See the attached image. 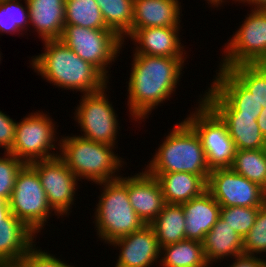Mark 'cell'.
Masks as SVG:
<instances>
[{
    "mask_svg": "<svg viewBox=\"0 0 266 267\" xmlns=\"http://www.w3.org/2000/svg\"><path fill=\"white\" fill-rule=\"evenodd\" d=\"M185 61L186 58L133 54L129 81L126 82L131 120L144 121L152 110L169 100L179 84Z\"/></svg>",
    "mask_w": 266,
    "mask_h": 267,
    "instance_id": "obj_1",
    "label": "cell"
},
{
    "mask_svg": "<svg viewBox=\"0 0 266 267\" xmlns=\"http://www.w3.org/2000/svg\"><path fill=\"white\" fill-rule=\"evenodd\" d=\"M44 52L31 57L34 72L50 84L82 94L100 91L109 80L60 39L43 40Z\"/></svg>",
    "mask_w": 266,
    "mask_h": 267,
    "instance_id": "obj_2",
    "label": "cell"
},
{
    "mask_svg": "<svg viewBox=\"0 0 266 267\" xmlns=\"http://www.w3.org/2000/svg\"><path fill=\"white\" fill-rule=\"evenodd\" d=\"M59 139V157L78 180L85 179L97 184L121 177L118 172L126 162L115 154V146L97 143L73 134L63 137L61 135Z\"/></svg>",
    "mask_w": 266,
    "mask_h": 267,
    "instance_id": "obj_3",
    "label": "cell"
},
{
    "mask_svg": "<svg viewBox=\"0 0 266 267\" xmlns=\"http://www.w3.org/2000/svg\"><path fill=\"white\" fill-rule=\"evenodd\" d=\"M167 134L152 160L143 169L148 173L187 172L209 175L211 169L201 139L185 120L176 122Z\"/></svg>",
    "mask_w": 266,
    "mask_h": 267,
    "instance_id": "obj_4",
    "label": "cell"
},
{
    "mask_svg": "<svg viewBox=\"0 0 266 267\" xmlns=\"http://www.w3.org/2000/svg\"><path fill=\"white\" fill-rule=\"evenodd\" d=\"M97 185L102 189L93 221L98 239L110 244L113 240L136 232L146 225L130 204L127 176Z\"/></svg>",
    "mask_w": 266,
    "mask_h": 267,
    "instance_id": "obj_5",
    "label": "cell"
},
{
    "mask_svg": "<svg viewBox=\"0 0 266 267\" xmlns=\"http://www.w3.org/2000/svg\"><path fill=\"white\" fill-rule=\"evenodd\" d=\"M60 40L81 59L95 66L108 80V65L117 60L125 45L111 29H91L72 24H65Z\"/></svg>",
    "mask_w": 266,
    "mask_h": 267,
    "instance_id": "obj_6",
    "label": "cell"
},
{
    "mask_svg": "<svg viewBox=\"0 0 266 267\" xmlns=\"http://www.w3.org/2000/svg\"><path fill=\"white\" fill-rule=\"evenodd\" d=\"M21 120L16 122L15 140L9 151L11 154L25 164L59 156L56 149L60 150V140L56 137L57 128L52 117L43 111H35ZM55 141H58V146Z\"/></svg>",
    "mask_w": 266,
    "mask_h": 267,
    "instance_id": "obj_7",
    "label": "cell"
},
{
    "mask_svg": "<svg viewBox=\"0 0 266 267\" xmlns=\"http://www.w3.org/2000/svg\"><path fill=\"white\" fill-rule=\"evenodd\" d=\"M9 207L11 213L36 234L44 229L53 215L40 177L30 164H25L18 172Z\"/></svg>",
    "mask_w": 266,
    "mask_h": 267,
    "instance_id": "obj_8",
    "label": "cell"
},
{
    "mask_svg": "<svg viewBox=\"0 0 266 267\" xmlns=\"http://www.w3.org/2000/svg\"><path fill=\"white\" fill-rule=\"evenodd\" d=\"M199 97L198 107L184 120L199 135L210 169L230 168L236 152L234 142L226 124Z\"/></svg>",
    "mask_w": 266,
    "mask_h": 267,
    "instance_id": "obj_9",
    "label": "cell"
},
{
    "mask_svg": "<svg viewBox=\"0 0 266 267\" xmlns=\"http://www.w3.org/2000/svg\"><path fill=\"white\" fill-rule=\"evenodd\" d=\"M251 9L244 23L225 43L219 68L266 64V9Z\"/></svg>",
    "mask_w": 266,
    "mask_h": 267,
    "instance_id": "obj_10",
    "label": "cell"
},
{
    "mask_svg": "<svg viewBox=\"0 0 266 267\" xmlns=\"http://www.w3.org/2000/svg\"><path fill=\"white\" fill-rule=\"evenodd\" d=\"M108 87L107 85L100 91L81 95L82 99L75 107L74 120L83 132L79 136L97 143L116 146L120 124L112 102L110 103L106 94Z\"/></svg>",
    "mask_w": 266,
    "mask_h": 267,
    "instance_id": "obj_11",
    "label": "cell"
},
{
    "mask_svg": "<svg viewBox=\"0 0 266 267\" xmlns=\"http://www.w3.org/2000/svg\"><path fill=\"white\" fill-rule=\"evenodd\" d=\"M212 80L201 99L217 115H248L257 120L263 107L228 69L216 70Z\"/></svg>",
    "mask_w": 266,
    "mask_h": 267,
    "instance_id": "obj_12",
    "label": "cell"
},
{
    "mask_svg": "<svg viewBox=\"0 0 266 267\" xmlns=\"http://www.w3.org/2000/svg\"><path fill=\"white\" fill-rule=\"evenodd\" d=\"M30 165L40 177L48 203L54 210V214L58 218L64 217V215L69 216L71 207L76 200V191L79 189L77 181L80 180L59 156L35 161Z\"/></svg>",
    "mask_w": 266,
    "mask_h": 267,
    "instance_id": "obj_13",
    "label": "cell"
},
{
    "mask_svg": "<svg viewBox=\"0 0 266 267\" xmlns=\"http://www.w3.org/2000/svg\"><path fill=\"white\" fill-rule=\"evenodd\" d=\"M207 191L224 207L264 205V189L231 168L212 169L207 181Z\"/></svg>",
    "mask_w": 266,
    "mask_h": 267,
    "instance_id": "obj_14",
    "label": "cell"
},
{
    "mask_svg": "<svg viewBox=\"0 0 266 267\" xmlns=\"http://www.w3.org/2000/svg\"><path fill=\"white\" fill-rule=\"evenodd\" d=\"M108 245L120 250L115 267H154L160 262L161 248L150 225L119 237Z\"/></svg>",
    "mask_w": 266,
    "mask_h": 267,
    "instance_id": "obj_15",
    "label": "cell"
},
{
    "mask_svg": "<svg viewBox=\"0 0 266 267\" xmlns=\"http://www.w3.org/2000/svg\"><path fill=\"white\" fill-rule=\"evenodd\" d=\"M182 27H147L131 29L126 38H131L135 45L133 54L148 56L187 58L183 44L180 41ZM184 49V50H183Z\"/></svg>",
    "mask_w": 266,
    "mask_h": 267,
    "instance_id": "obj_16",
    "label": "cell"
},
{
    "mask_svg": "<svg viewBox=\"0 0 266 267\" xmlns=\"http://www.w3.org/2000/svg\"><path fill=\"white\" fill-rule=\"evenodd\" d=\"M142 170L144 171L128 176V196L136 214L149 225L166 203L157 178L145 169Z\"/></svg>",
    "mask_w": 266,
    "mask_h": 267,
    "instance_id": "obj_17",
    "label": "cell"
},
{
    "mask_svg": "<svg viewBox=\"0 0 266 267\" xmlns=\"http://www.w3.org/2000/svg\"><path fill=\"white\" fill-rule=\"evenodd\" d=\"M36 233L10 213L0 220V264L19 263L37 243Z\"/></svg>",
    "mask_w": 266,
    "mask_h": 267,
    "instance_id": "obj_18",
    "label": "cell"
},
{
    "mask_svg": "<svg viewBox=\"0 0 266 267\" xmlns=\"http://www.w3.org/2000/svg\"><path fill=\"white\" fill-rule=\"evenodd\" d=\"M179 0H134L131 29L181 27Z\"/></svg>",
    "mask_w": 266,
    "mask_h": 267,
    "instance_id": "obj_19",
    "label": "cell"
},
{
    "mask_svg": "<svg viewBox=\"0 0 266 267\" xmlns=\"http://www.w3.org/2000/svg\"><path fill=\"white\" fill-rule=\"evenodd\" d=\"M181 205L185 215L186 239L202 242L220 217V204L206 190L201 196Z\"/></svg>",
    "mask_w": 266,
    "mask_h": 267,
    "instance_id": "obj_20",
    "label": "cell"
},
{
    "mask_svg": "<svg viewBox=\"0 0 266 267\" xmlns=\"http://www.w3.org/2000/svg\"><path fill=\"white\" fill-rule=\"evenodd\" d=\"M29 26L43 40L60 39L65 26V0H26Z\"/></svg>",
    "mask_w": 266,
    "mask_h": 267,
    "instance_id": "obj_21",
    "label": "cell"
},
{
    "mask_svg": "<svg viewBox=\"0 0 266 267\" xmlns=\"http://www.w3.org/2000/svg\"><path fill=\"white\" fill-rule=\"evenodd\" d=\"M157 178L166 204H178L201 196L207 190L209 175L187 172L149 173Z\"/></svg>",
    "mask_w": 266,
    "mask_h": 267,
    "instance_id": "obj_22",
    "label": "cell"
},
{
    "mask_svg": "<svg viewBox=\"0 0 266 267\" xmlns=\"http://www.w3.org/2000/svg\"><path fill=\"white\" fill-rule=\"evenodd\" d=\"M202 245L205 258L207 262L211 263V266L213 263H218V260L221 263L223 259L244 254L243 238L220 217L205 235Z\"/></svg>",
    "mask_w": 266,
    "mask_h": 267,
    "instance_id": "obj_23",
    "label": "cell"
},
{
    "mask_svg": "<svg viewBox=\"0 0 266 267\" xmlns=\"http://www.w3.org/2000/svg\"><path fill=\"white\" fill-rule=\"evenodd\" d=\"M226 124L236 150L264 149L266 139L260 131L255 116L218 115Z\"/></svg>",
    "mask_w": 266,
    "mask_h": 267,
    "instance_id": "obj_24",
    "label": "cell"
},
{
    "mask_svg": "<svg viewBox=\"0 0 266 267\" xmlns=\"http://www.w3.org/2000/svg\"><path fill=\"white\" fill-rule=\"evenodd\" d=\"M149 225L155 231L160 248L186 239L182 205L165 204L159 215Z\"/></svg>",
    "mask_w": 266,
    "mask_h": 267,
    "instance_id": "obj_25",
    "label": "cell"
},
{
    "mask_svg": "<svg viewBox=\"0 0 266 267\" xmlns=\"http://www.w3.org/2000/svg\"><path fill=\"white\" fill-rule=\"evenodd\" d=\"M206 262L201 241L185 239L161 247V267H196Z\"/></svg>",
    "mask_w": 266,
    "mask_h": 267,
    "instance_id": "obj_26",
    "label": "cell"
},
{
    "mask_svg": "<svg viewBox=\"0 0 266 267\" xmlns=\"http://www.w3.org/2000/svg\"><path fill=\"white\" fill-rule=\"evenodd\" d=\"M106 26L126 42L131 32L134 0H95Z\"/></svg>",
    "mask_w": 266,
    "mask_h": 267,
    "instance_id": "obj_27",
    "label": "cell"
},
{
    "mask_svg": "<svg viewBox=\"0 0 266 267\" xmlns=\"http://www.w3.org/2000/svg\"><path fill=\"white\" fill-rule=\"evenodd\" d=\"M230 168L263 189L266 188V148L236 150Z\"/></svg>",
    "mask_w": 266,
    "mask_h": 267,
    "instance_id": "obj_28",
    "label": "cell"
},
{
    "mask_svg": "<svg viewBox=\"0 0 266 267\" xmlns=\"http://www.w3.org/2000/svg\"><path fill=\"white\" fill-rule=\"evenodd\" d=\"M65 24L109 29L95 0H65Z\"/></svg>",
    "mask_w": 266,
    "mask_h": 267,
    "instance_id": "obj_29",
    "label": "cell"
},
{
    "mask_svg": "<svg viewBox=\"0 0 266 267\" xmlns=\"http://www.w3.org/2000/svg\"><path fill=\"white\" fill-rule=\"evenodd\" d=\"M228 70L266 107V64H242Z\"/></svg>",
    "mask_w": 266,
    "mask_h": 267,
    "instance_id": "obj_30",
    "label": "cell"
},
{
    "mask_svg": "<svg viewBox=\"0 0 266 267\" xmlns=\"http://www.w3.org/2000/svg\"><path fill=\"white\" fill-rule=\"evenodd\" d=\"M21 1L22 0L0 1L1 34L7 33L15 35L17 33L23 35L27 32L26 29L29 27V10L27 1L24 0L25 6H23Z\"/></svg>",
    "mask_w": 266,
    "mask_h": 267,
    "instance_id": "obj_31",
    "label": "cell"
},
{
    "mask_svg": "<svg viewBox=\"0 0 266 267\" xmlns=\"http://www.w3.org/2000/svg\"><path fill=\"white\" fill-rule=\"evenodd\" d=\"M260 207L221 206L220 218L244 238L254 225Z\"/></svg>",
    "mask_w": 266,
    "mask_h": 267,
    "instance_id": "obj_32",
    "label": "cell"
},
{
    "mask_svg": "<svg viewBox=\"0 0 266 267\" xmlns=\"http://www.w3.org/2000/svg\"><path fill=\"white\" fill-rule=\"evenodd\" d=\"M243 251L254 256L266 254V205L259 208L254 225L243 238Z\"/></svg>",
    "mask_w": 266,
    "mask_h": 267,
    "instance_id": "obj_33",
    "label": "cell"
},
{
    "mask_svg": "<svg viewBox=\"0 0 266 267\" xmlns=\"http://www.w3.org/2000/svg\"><path fill=\"white\" fill-rule=\"evenodd\" d=\"M25 163L10 152L0 157V196L10 200L18 172Z\"/></svg>",
    "mask_w": 266,
    "mask_h": 267,
    "instance_id": "obj_34",
    "label": "cell"
},
{
    "mask_svg": "<svg viewBox=\"0 0 266 267\" xmlns=\"http://www.w3.org/2000/svg\"><path fill=\"white\" fill-rule=\"evenodd\" d=\"M23 267H75L67 262L61 261L53 254L45 252L36 244L28 251V253L19 262Z\"/></svg>",
    "mask_w": 266,
    "mask_h": 267,
    "instance_id": "obj_35",
    "label": "cell"
},
{
    "mask_svg": "<svg viewBox=\"0 0 266 267\" xmlns=\"http://www.w3.org/2000/svg\"><path fill=\"white\" fill-rule=\"evenodd\" d=\"M16 122L9 115L0 110V148L9 152L14 144Z\"/></svg>",
    "mask_w": 266,
    "mask_h": 267,
    "instance_id": "obj_36",
    "label": "cell"
},
{
    "mask_svg": "<svg viewBox=\"0 0 266 267\" xmlns=\"http://www.w3.org/2000/svg\"><path fill=\"white\" fill-rule=\"evenodd\" d=\"M261 256H254L248 254H241L239 256L234 257L232 264L228 267H266V259Z\"/></svg>",
    "mask_w": 266,
    "mask_h": 267,
    "instance_id": "obj_37",
    "label": "cell"
},
{
    "mask_svg": "<svg viewBox=\"0 0 266 267\" xmlns=\"http://www.w3.org/2000/svg\"><path fill=\"white\" fill-rule=\"evenodd\" d=\"M10 213L9 201L0 196V220L5 219Z\"/></svg>",
    "mask_w": 266,
    "mask_h": 267,
    "instance_id": "obj_38",
    "label": "cell"
},
{
    "mask_svg": "<svg viewBox=\"0 0 266 267\" xmlns=\"http://www.w3.org/2000/svg\"><path fill=\"white\" fill-rule=\"evenodd\" d=\"M257 124L260 128L261 133L266 139V107L262 108L261 114L257 118Z\"/></svg>",
    "mask_w": 266,
    "mask_h": 267,
    "instance_id": "obj_39",
    "label": "cell"
},
{
    "mask_svg": "<svg viewBox=\"0 0 266 267\" xmlns=\"http://www.w3.org/2000/svg\"><path fill=\"white\" fill-rule=\"evenodd\" d=\"M249 4L254 9H266V0H238V3ZM254 6V7H253Z\"/></svg>",
    "mask_w": 266,
    "mask_h": 267,
    "instance_id": "obj_40",
    "label": "cell"
},
{
    "mask_svg": "<svg viewBox=\"0 0 266 267\" xmlns=\"http://www.w3.org/2000/svg\"><path fill=\"white\" fill-rule=\"evenodd\" d=\"M225 1L228 2L227 0H207L206 2L208 3V5H210V7L218 8L219 6L224 5L223 3H225ZM233 1L235 3L238 2V0H233Z\"/></svg>",
    "mask_w": 266,
    "mask_h": 267,
    "instance_id": "obj_41",
    "label": "cell"
},
{
    "mask_svg": "<svg viewBox=\"0 0 266 267\" xmlns=\"http://www.w3.org/2000/svg\"><path fill=\"white\" fill-rule=\"evenodd\" d=\"M0 267H23L20 263L0 264Z\"/></svg>",
    "mask_w": 266,
    "mask_h": 267,
    "instance_id": "obj_42",
    "label": "cell"
},
{
    "mask_svg": "<svg viewBox=\"0 0 266 267\" xmlns=\"http://www.w3.org/2000/svg\"><path fill=\"white\" fill-rule=\"evenodd\" d=\"M210 264L211 263L206 262L205 264H202V265H199V266H196V267H211Z\"/></svg>",
    "mask_w": 266,
    "mask_h": 267,
    "instance_id": "obj_43",
    "label": "cell"
},
{
    "mask_svg": "<svg viewBox=\"0 0 266 267\" xmlns=\"http://www.w3.org/2000/svg\"><path fill=\"white\" fill-rule=\"evenodd\" d=\"M264 205H266V188L264 189Z\"/></svg>",
    "mask_w": 266,
    "mask_h": 267,
    "instance_id": "obj_44",
    "label": "cell"
}]
</instances>
